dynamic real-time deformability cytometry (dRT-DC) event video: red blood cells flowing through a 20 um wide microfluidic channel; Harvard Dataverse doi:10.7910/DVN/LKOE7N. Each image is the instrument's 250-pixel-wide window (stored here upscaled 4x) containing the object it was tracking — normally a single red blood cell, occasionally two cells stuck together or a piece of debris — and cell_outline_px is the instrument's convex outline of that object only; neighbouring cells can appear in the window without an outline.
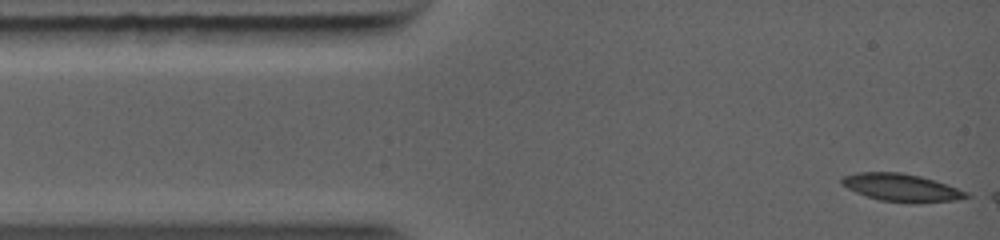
{"species": "common noctule bat (a hibernating species)", "species_latin": "Nyctalus noctula", "temperature_condition": "warm", "stored_images_in_passage": 54, "camera_frame_rate_fps": 5000, "um_per_image_px": 0.085, "animal": {"sex": "female", "body_mass_g": 19.0, "forearm_length_mm": 56.7}, "frame": {"image": 1, "passage_image": 1, "time_ms": 0.0, "image_size_px": [1000, 240], "cell_outline_px": [[972, 196], [956, 200], [880, 200], [856, 192], [840, 184], [840, 180], [844, 176], [856, 172], [900, 172], [920, 176], [948, 184], [968, 192]], "centroid_in_image_um": [76.58, 15.89], "position_along_channel_um": 8.4, "area_um2": 19.19}}
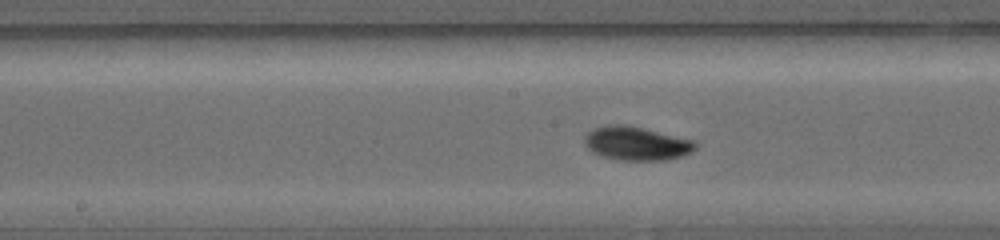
{"frame": {"image": 2, "passage_image": 20, "time_ms": 5.2, "image_size_px": [1000, 240], "cell_outline_px": [[700, 144], [692, 152], [680, 156], [664, 160], [620, 160], [600, 156], [592, 152], [584, 144], [584, 136], [592, 128], [608, 124], [628, 124], [696, 140]], "centroid_in_image_um": [54.11, 12.17], "position_along_channel_um": 194.1, "area_um2": 22.25}}
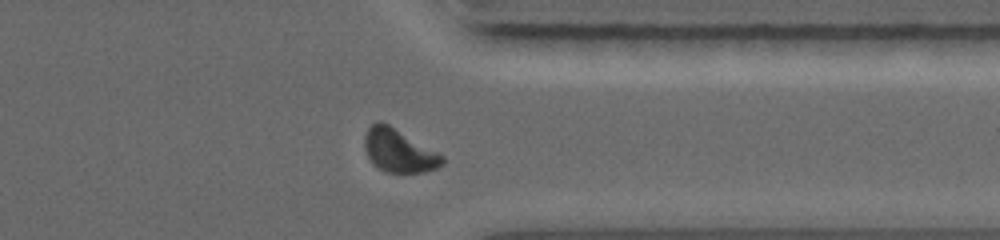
{"frame": {"image": 3, "passage_image": 45, "time_ms": 9.0, "image_size_px": [1000, 240], "cell_outline_px": [[444, 164], [436, 168], [424, 172], [388, 172], [372, 164], [364, 148], [364, 136], [368, 128], [376, 120], [380, 120], [388, 124], [444, 156]], "centroid_in_image_um": [33.88, 12.8], "position_along_channel_um": 377.5, "area_um2": 19.36}}